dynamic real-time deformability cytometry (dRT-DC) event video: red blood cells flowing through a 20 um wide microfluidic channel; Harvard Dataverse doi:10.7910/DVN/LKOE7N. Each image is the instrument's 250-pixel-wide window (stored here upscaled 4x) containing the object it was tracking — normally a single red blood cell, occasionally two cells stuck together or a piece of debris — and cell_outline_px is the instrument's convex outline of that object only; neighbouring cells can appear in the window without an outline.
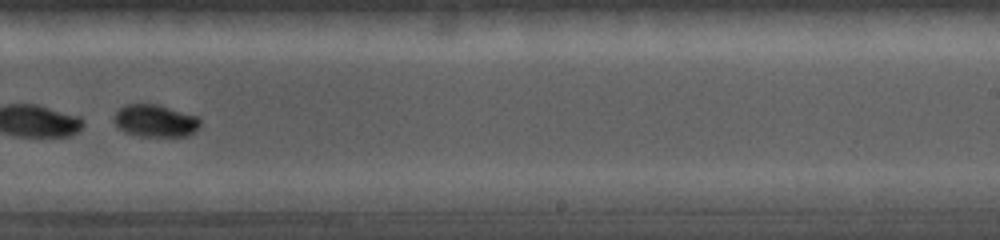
{"species": "common noctule bat (a hibernating species)", "species_latin": "Nyctalus noctula", "temperature_condition": "cold", "stored_images_in_passage": 17, "camera_frame_rate_fps": 5000, "um_per_image_px": 0.085, "animal": {"sex": "female", "body_mass_g": 19.0, "forearm_length_mm": 56.7}, "frame": {"image": 1, "passage_image": 10, "time_ms": 5.0, "image_size_px": [1000, 240], "cell_outline_px": [[200, 128], [196, 132], [188, 136], [140, 136], [124, 132], [112, 120], [112, 116], [124, 104], [160, 104], [200, 116]], "centroid_in_image_um": [13.24, 10.25], "position_along_channel_um": 275.8, "area_um2": 16.7}}